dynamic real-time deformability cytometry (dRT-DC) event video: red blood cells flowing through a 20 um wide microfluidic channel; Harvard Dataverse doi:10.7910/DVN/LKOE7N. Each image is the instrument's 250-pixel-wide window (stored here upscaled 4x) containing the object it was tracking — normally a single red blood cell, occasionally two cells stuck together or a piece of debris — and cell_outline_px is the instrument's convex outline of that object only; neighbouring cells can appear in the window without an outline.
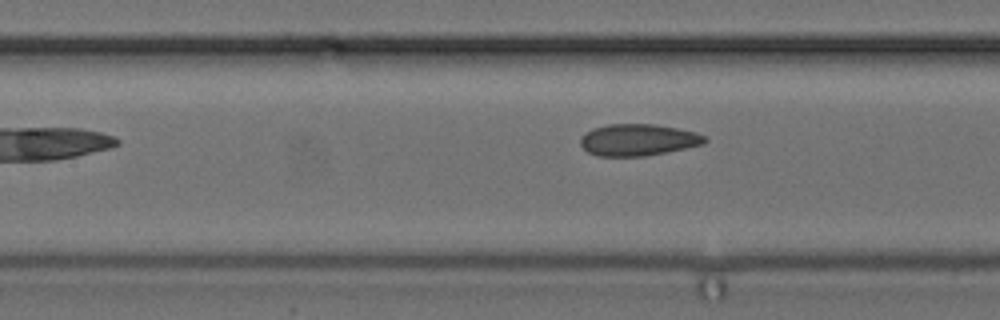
{"species": "common noctule bat (a hibernating species)", "species_latin": "Nyctalus noctula", "temperature_condition": "cold", "stored_images_in_passage": 6, "camera_frame_rate_fps": 3000, "um_per_image_px": 0.085, "animal": {"sex": "female", "body_mass_g": 24.6, "forearm_length_mm": 56.2}, "frame": {"image": 1, "passage_image": 6, "time_ms": 1.667, "image_size_px": [1000, 320], "cell_outline_px": [[708, 140], [704, 144], [644, 156], [596, 156], [588, 152], [580, 144], [580, 136], [584, 132], [592, 128], [608, 124], [656, 124], [696, 132], [704, 136]], "centroid_in_image_um": [54.19, 11.88], "position_along_channel_um": 153.2, "area_um2": 23.0}}